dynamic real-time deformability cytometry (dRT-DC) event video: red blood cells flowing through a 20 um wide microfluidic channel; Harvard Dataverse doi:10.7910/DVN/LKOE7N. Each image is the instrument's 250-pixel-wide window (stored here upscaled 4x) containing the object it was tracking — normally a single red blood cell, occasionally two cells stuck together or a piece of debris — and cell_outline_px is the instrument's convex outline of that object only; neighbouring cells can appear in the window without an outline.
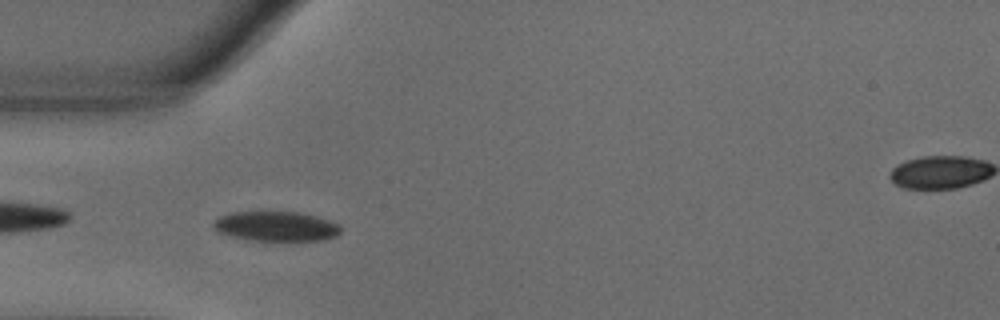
{"species": "common noctule bat (a hibernating species)", "species_latin": "Nyctalus noctula", "temperature_condition": "warm", "stored_images_in_passage": 41, "camera_frame_rate_fps": 3000, "um_per_image_px": 0.085, "animal": {"sex": "male", "body_mass_g": 18.8}, "frame": {"image": 1, "passage_image": 2, "time_ms": 0.333, "image_size_px": [1000, 320], "cell_outline_px": [[340, 232], [336, 236], [324, 240], [288, 244], [252, 240], [232, 236], [220, 232], [212, 224], [220, 216], [232, 212], [300, 212], [316, 216], [340, 224]], "centroid_in_image_um": [23.55, 19.29], "position_along_channel_um": 61.4, "area_um2": 22.83}}
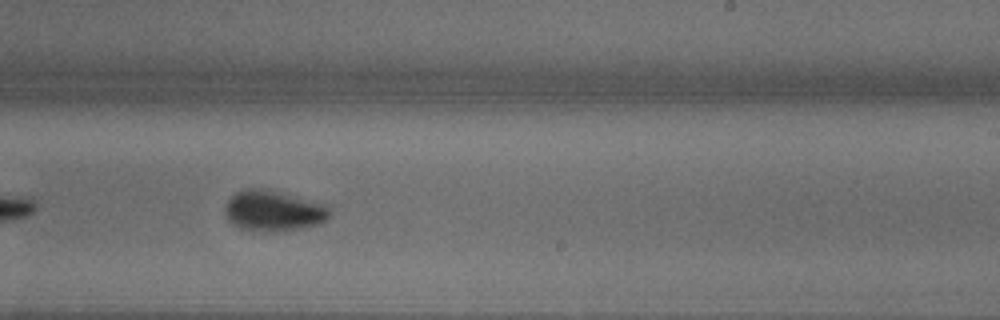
{"frame": {"image": 2, "passage_image": 19, "time_ms": 6.0, "image_size_px": [1000, 320], "cell_outline_px": [[328, 216], [324, 220], [316, 224], [300, 228], [276, 232], [240, 228], [232, 224], [228, 220], [224, 212], [224, 204], [236, 192], [248, 188], [260, 188], [328, 204]], "centroid_in_image_um": [23.18, 17.91], "position_along_channel_um": 265.8, "area_um2": 24.45}}
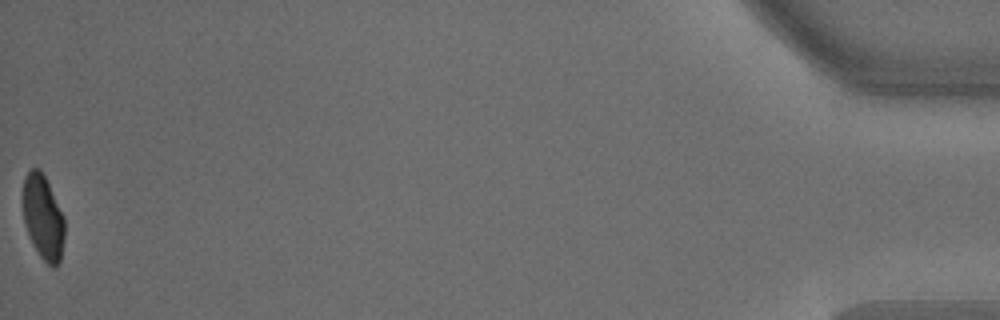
{"frame": {"image": 3, "passage_image": 41, "time_ms": 13.333, "image_size_px": [1000, 320], "cell_outline_px": [[64, 240], [60, 260], [56, 268], [52, 268], [40, 256], [24, 224], [24, 176], [32, 168], [40, 168], [64, 216]], "centroid_in_image_um": [3.68, 18.49], "position_along_channel_um": 431.5, "area_um2": 20.11}, "authors_computed_cell_mechanics": {"area_um2": 22.7154, "velocity_mm_per_s": 3.6158, "shape_relaxation_time_tau1_ms": 2.2564, "shape_relaxation_time_tau2_ms": null, "deformation_change_tau1": 0.1404, "deformation_change_tau2": null}}